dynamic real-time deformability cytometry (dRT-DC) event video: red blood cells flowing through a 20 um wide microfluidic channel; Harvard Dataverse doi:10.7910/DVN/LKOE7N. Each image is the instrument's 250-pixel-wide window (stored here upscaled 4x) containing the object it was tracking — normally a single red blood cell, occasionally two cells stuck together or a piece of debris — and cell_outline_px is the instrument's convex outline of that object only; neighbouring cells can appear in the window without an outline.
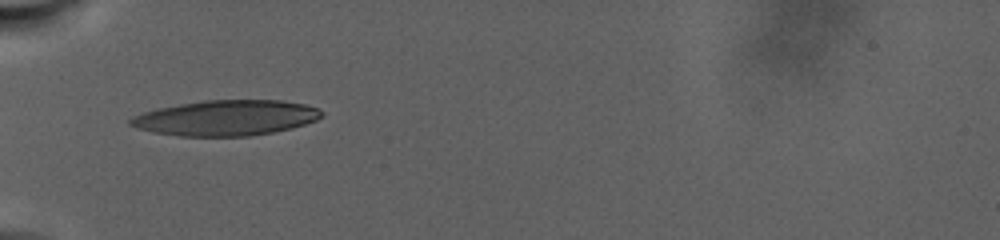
{"species": "human", "species_latin": "Homo sapiens", "temperature_condition": "warm", "stored_images_in_passage": 45, "camera_frame_rate_fps": 3000, "um_per_image_px": 0.085, "donor": {"sex": "male"}, "frame": {"image": 1, "passage_image": 1, "time_ms": 0.0, "image_size_px": [1000, 240], "cell_outline_px": [[324, 116], [316, 120], [304, 124], [272, 132], [248, 136], [180, 136], [156, 132], [136, 128], [128, 124], [128, 120], [132, 116], [156, 108], [204, 100], [280, 100], [304, 104], [320, 108], [324, 112]], "centroid_in_image_um": [19.21, 10.01], "position_along_channel_um": 65.8, "area_um2": 39.42}}
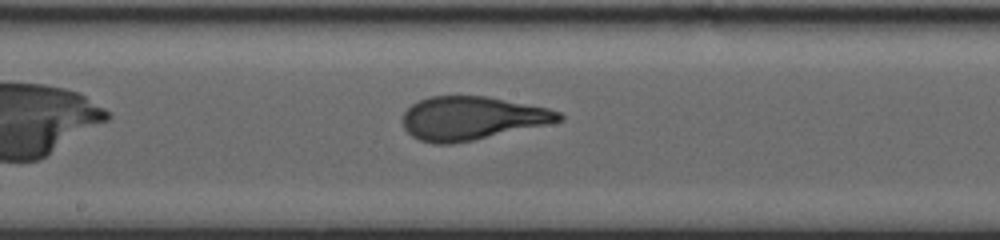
{"frame": {"image": 2, "passage_image": 13, "time_ms": 7.0, "image_size_px": [1000, 240], "cell_outline_px": [[564, 116], [560, 120], [544, 124], [472, 140], [452, 144], [436, 144], [420, 140], [412, 136], [404, 128], [404, 112], [412, 104], [428, 96], [488, 96], [548, 108], [560, 112]], "centroid_in_image_um": [40.06, 10.03], "position_along_channel_um": 208.1, "area_um2": 38.9}}
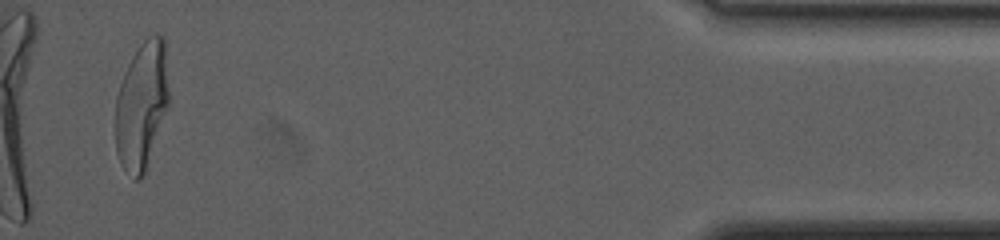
{"frame": {"image": 3, "passage_image": 40, "time_ms": 20.0, "image_size_px": [1000, 240], "cell_outline_px": [[168, 104], [148, 168], [136, 180], [120, 164], [116, 152], [116, 96], [124, 72], [136, 48], [148, 36], [164, 36], [168, 88]], "centroid_in_image_um": [12.04, 8.97], "position_along_channel_um": 423.2, "area_um2": 39.54}, "authors_computed_cell_mechanics": {"area_um2": 39.1884, "velocity_mm_per_s": 2.1429, "shape_relaxation_time_tau1_ms": 10.0346, "shape_relaxation_time_tau2_ms": null, "deformation_change_tau1": 0.276, "deformation_change_tau2": null}}